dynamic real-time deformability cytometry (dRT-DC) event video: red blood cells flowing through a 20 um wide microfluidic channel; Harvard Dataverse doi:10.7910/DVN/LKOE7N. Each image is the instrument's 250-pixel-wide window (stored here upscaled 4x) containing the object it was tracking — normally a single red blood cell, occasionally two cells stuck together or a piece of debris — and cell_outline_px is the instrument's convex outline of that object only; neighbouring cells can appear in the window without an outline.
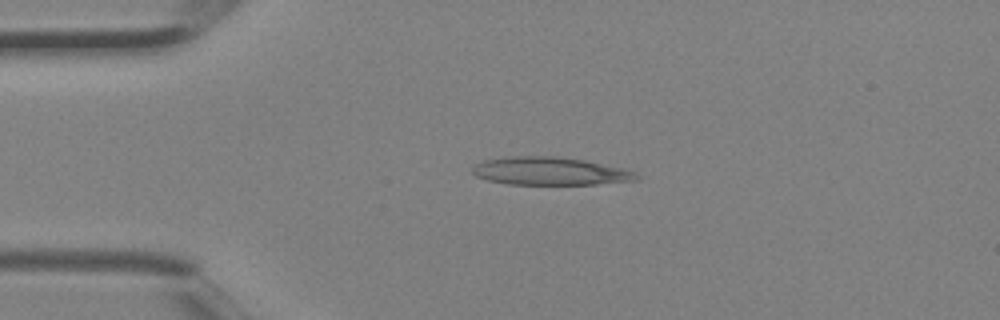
{"species": "Egyptian fruit bat (a non-hibernating species)", "species_latin": "Rousettus aegyptiacus", "temperature_condition": "room temperature", "stored_images_in_passage": 3, "camera_frame_rate_fps": 3000, "um_per_image_px": 0.085, "animal": {"sex": "female"}, "frame": {"image": 1, "passage_image": 3, "time_ms": 0.667, "image_size_px": [1000, 320], "cell_outline_px": [[640, 180], [596, 184], [504, 184], [488, 180], [476, 176], [472, 172], [472, 168], [476, 164], [484, 160], [508, 156], [556, 156], [584, 160], [620, 168], [632, 172], [640, 176]], "centroid_in_image_um": [46.71, 14.55], "position_along_channel_um": 38.3, "area_um2": 26.59}}